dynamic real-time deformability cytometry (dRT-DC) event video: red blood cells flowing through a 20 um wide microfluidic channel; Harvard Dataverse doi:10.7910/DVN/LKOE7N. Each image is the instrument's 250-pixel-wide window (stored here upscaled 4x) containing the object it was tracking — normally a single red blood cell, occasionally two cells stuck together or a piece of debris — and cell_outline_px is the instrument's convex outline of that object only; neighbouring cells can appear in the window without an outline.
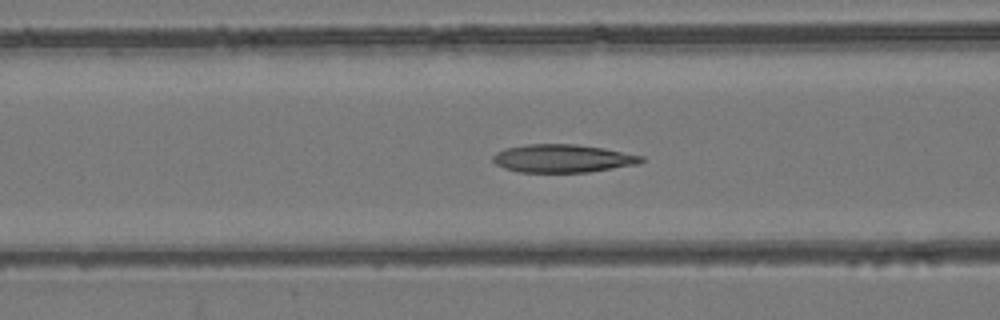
{"species": "common noctule bat (a hibernating species)", "species_latin": "Nyctalus noctula", "temperature_condition": "room temperature", "stored_images_in_passage": 54, "camera_frame_rate_fps": 3000, "um_per_image_px": 0.085, "animal": {"sex": "female", "body_mass_g": 24.6, "forearm_length_mm": 56.2}, "frame": {"image": 1, "passage_image": 22, "time_ms": 7.0, "image_size_px": [1000, 320], "cell_outline_px": [[644, 160], [640, 164], [588, 172], [520, 172], [504, 168], [496, 164], [492, 160], [492, 156], [496, 152], [504, 148], [528, 144], [576, 144], [600, 148], [644, 156]], "centroid_in_image_um": [47.81, 13.47], "position_along_channel_um": 118.8, "area_um2": 24.22}}
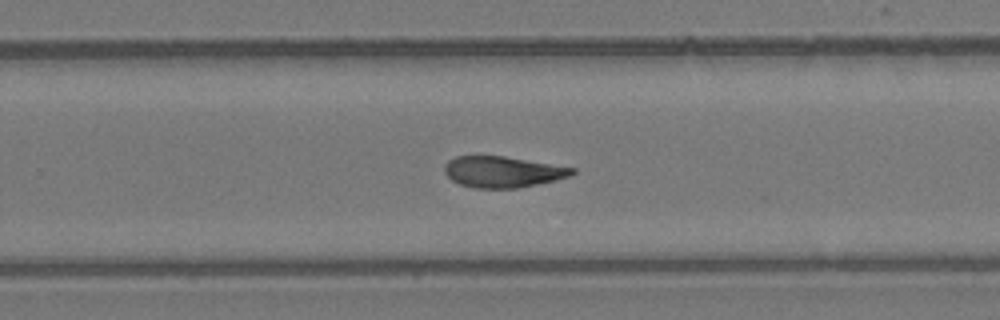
{"frame": {"image": 2, "passage_image": 35, "time_ms": 11.333, "image_size_px": [1000, 320], "cell_outline_px": [[576, 172], [572, 176], [556, 180], [516, 188], [472, 188], [460, 184], [452, 180], [444, 172], [444, 164], [448, 160], [456, 156], [504, 156], [576, 168]], "centroid_in_image_um": [42.73, 14.61], "position_along_channel_um": 287.1, "area_um2": 23.18}}
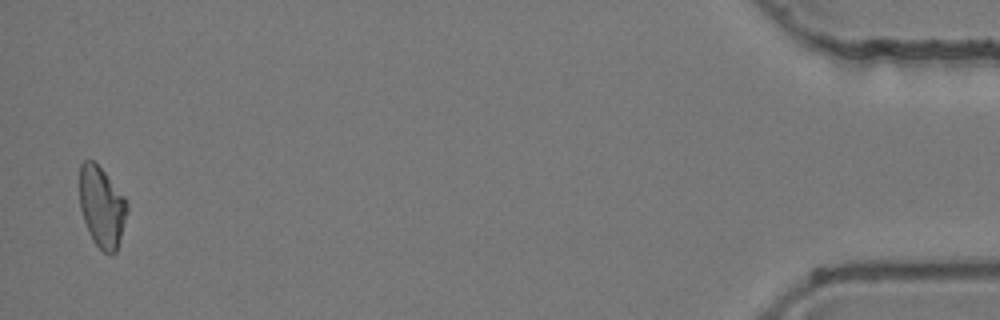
{"frame": {"image": 3, "passage_image": 53, "time_ms": 17.333, "image_size_px": [1000, 320], "cell_outline_px": [[128, 212], [116, 252], [112, 256], [104, 252], [92, 240], [84, 220], [80, 208], [80, 164], [84, 160], [92, 160], [104, 172], [124, 196], [128, 204]], "centroid_in_image_um": [8.66, 17.61], "position_along_channel_um": 426.5, "area_um2": 22.25}, "authors_computed_cell_mechanics": {"area_um2": 24.1315, "velocity_mm_per_s": 3.8921, "shape_relaxation_time_tau1_ms": 11.3301, "shape_relaxation_time_tau2_ms": 5.8111, "deformation_change_tau1": 0.238, "deformation_change_tau2": 0.1247}}